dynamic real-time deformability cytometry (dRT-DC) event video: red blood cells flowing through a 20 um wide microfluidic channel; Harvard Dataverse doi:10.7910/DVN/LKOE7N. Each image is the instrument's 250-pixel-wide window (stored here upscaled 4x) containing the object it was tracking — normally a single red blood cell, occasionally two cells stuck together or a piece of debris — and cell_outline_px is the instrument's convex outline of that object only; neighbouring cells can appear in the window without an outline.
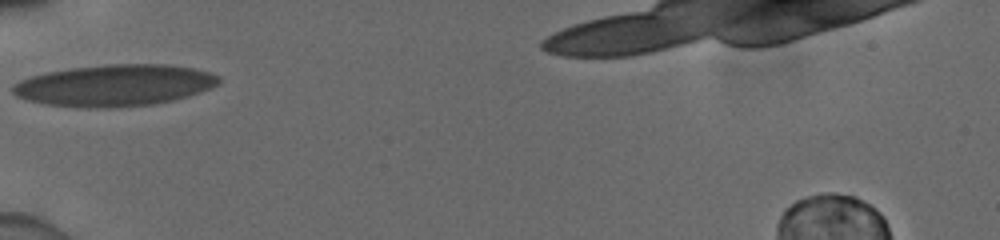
{"species": "human", "species_latin": "Homo sapiens", "temperature_condition": "cold", "stored_images_in_passage": 22, "camera_frame_rate_fps": 3000, "um_per_image_px": 0.085, "donor": {"sex": "male"}, "frame": {"image": 1, "passage_image": 1, "time_ms": 0.0, "image_size_px": [1000, 240], "cell_outline_px": [[220, 80], [212, 88], [188, 96], [172, 100], [152, 104], [108, 108], [88, 108], [48, 104], [28, 100], [16, 96], [12, 92], [12, 84], [20, 80], [32, 76], [48, 72], [68, 68], [108, 64], [168, 64], [192, 68], [208, 72], [220, 76]], "centroid_in_image_um": [9.73, 7.25], "position_along_channel_um": 75.3, "area_um2": 49.82}}
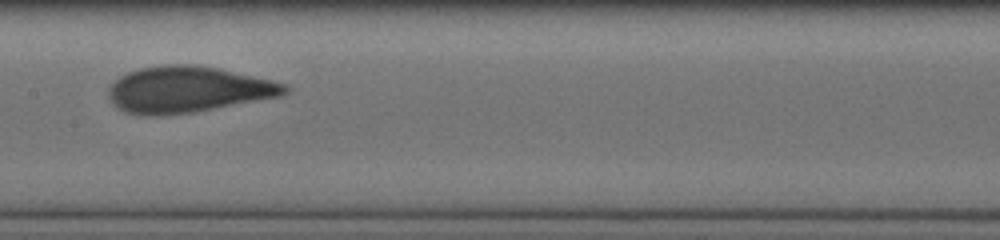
{"frame": {"image": 2, "passage_image": 10, "time_ms": 3.0, "image_size_px": [1000, 240], "cell_outline_px": [[292, 88], [288, 92], [280, 96], [196, 112], [160, 116], [148, 116], [124, 112], [112, 104], [108, 96], [108, 88], [120, 76], [128, 72], [140, 68], [168, 64], [192, 64], [216, 68], [268, 80], [284, 84]], "centroid_in_image_um": [15.91, 7.63], "position_along_channel_um": 191.5, "area_um2": 47.28}}